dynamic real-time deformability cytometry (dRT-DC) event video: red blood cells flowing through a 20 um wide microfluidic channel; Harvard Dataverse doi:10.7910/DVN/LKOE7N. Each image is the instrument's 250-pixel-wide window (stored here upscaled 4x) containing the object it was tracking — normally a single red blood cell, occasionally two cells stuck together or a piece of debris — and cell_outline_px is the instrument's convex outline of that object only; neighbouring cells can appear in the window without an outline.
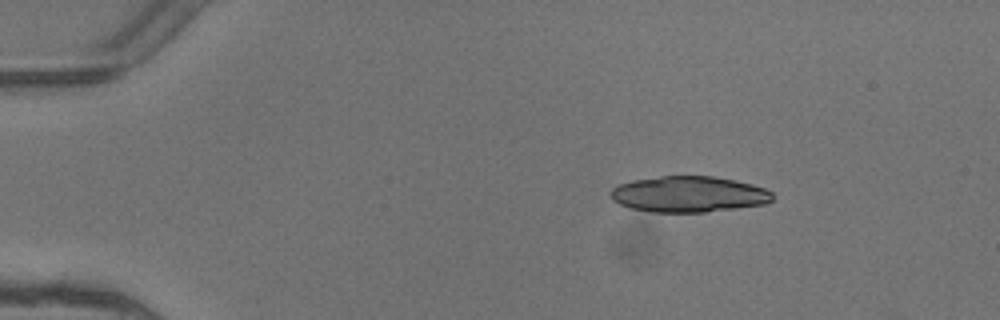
{"species": "common noctule bat (a hibernating species)", "species_latin": "Nyctalus noctula", "temperature_condition": "warm", "stored_images_in_passage": 3, "camera_frame_rate_fps": 3000, "um_per_image_px": 0.085, "animal": {"sex": "female"}, "frame": {"image": 1, "passage_image": 1, "time_ms": 0.0, "image_size_px": [1000, 320], "cell_outline_px": [[772, 200], [764, 204], [736, 208], [704, 212], [652, 212], [632, 208], [620, 204], [612, 200], [612, 188], [620, 184], [632, 180], [660, 176], [712, 176], [736, 180], [752, 184], [764, 188], [772, 192]], "centroid_in_image_um": [58.55, 16.5], "position_along_channel_um": 26.4, "area_um2": 33.76}}